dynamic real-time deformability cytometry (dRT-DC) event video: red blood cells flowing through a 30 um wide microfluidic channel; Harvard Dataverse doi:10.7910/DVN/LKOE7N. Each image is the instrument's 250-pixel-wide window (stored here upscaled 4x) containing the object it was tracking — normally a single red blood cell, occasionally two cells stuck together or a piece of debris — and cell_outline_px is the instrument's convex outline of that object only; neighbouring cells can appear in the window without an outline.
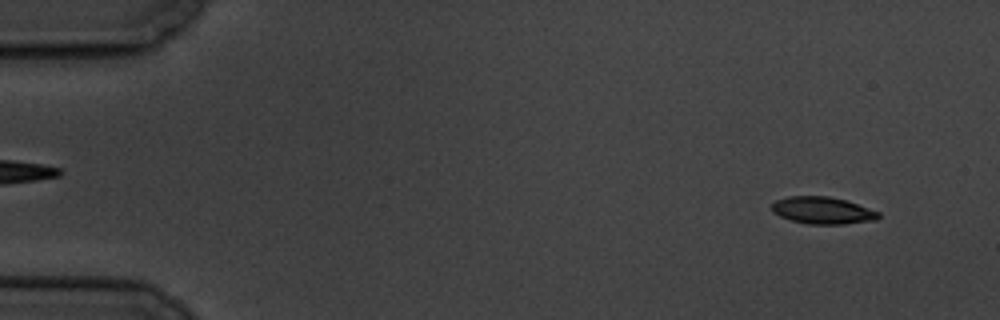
{"species": "common noctule bat (a hibernating species)", "species_latin": "Nyctalus noctula", "temperature_condition": "cold", "stored_images_in_passage": 4, "camera_frame_rate_fps": 3000, "um_per_image_px": 0.085, "animal": {"sex": "male", "body_mass_g": 19.5, "forearm_length_mm": 54.6}, "frame": {"image": 1, "passage_image": 1, "time_ms": 0.0, "image_size_px": [1000, 320], "cell_outline_px": [[880, 216], [876, 220], [844, 224], [808, 224], [792, 220], [780, 216], [772, 212], [772, 204], [776, 200], [788, 196], [828, 196], [844, 200], [880, 212]], "centroid_in_image_um": [69.91, 17.89], "position_along_channel_um": 15.1, "area_um2": 16.7}}